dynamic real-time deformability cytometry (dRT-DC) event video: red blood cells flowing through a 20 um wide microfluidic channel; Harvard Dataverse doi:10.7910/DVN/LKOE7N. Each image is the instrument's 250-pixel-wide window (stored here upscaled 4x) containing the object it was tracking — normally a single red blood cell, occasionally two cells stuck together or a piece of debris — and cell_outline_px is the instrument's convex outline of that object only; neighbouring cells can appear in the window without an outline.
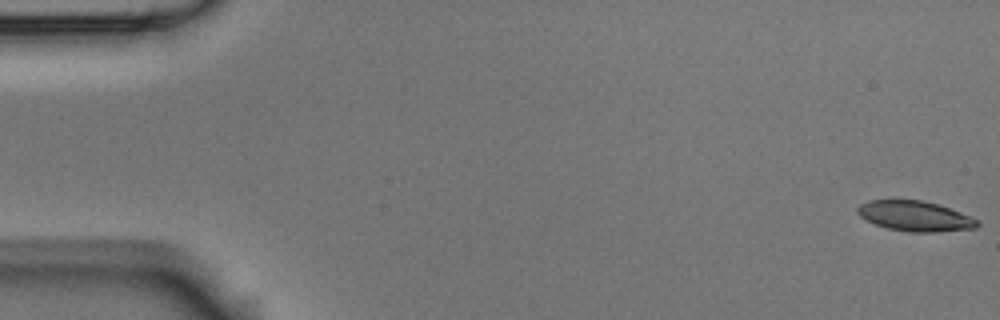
{"species": "Egyptian fruit bat (a non-hibernating species)", "species_latin": "Rousettus aegyptiacus", "temperature_condition": "room temperature", "stored_images_in_passage": 57, "camera_frame_rate_fps": 3000, "um_per_image_px": 0.085, "animal": {"sex": "male"}, "frame": {"image": 1, "passage_image": 1, "time_ms": 0.0, "image_size_px": [1000, 320], "cell_outline_px": [[980, 224], [976, 228], [936, 232], [908, 232], [888, 228], [876, 224], [860, 216], [856, 212], [856, 208], [860, 204], [868, 200], [920, 200], [936, 204], [972, 216], [980, 220]], "centroid_in_image_um": [77.79, 18.37], "position_along_channel_um": 7.2, "area_um2": 21.04}}
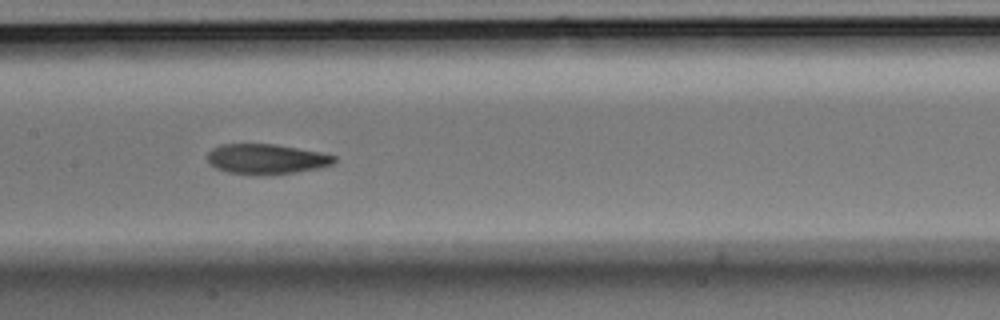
{"frame": {"image": 2, "passage_image": 28, "time_ms": 9.0, "image_size_px": [1000, 320], "cell_outline_px": [[336, 160], [332, 164], [320, 168], [296, 172], [256, 176], [228, 172], [216, 168], [208, 164], [208, 152], [212, 148], [220, 144], [276, 144], [320, 152], [336, 156]], "centroid_in_image_um": [22.62, 13.52], "position_along_channel_um": 184.8, "area_um2": 22.48}}
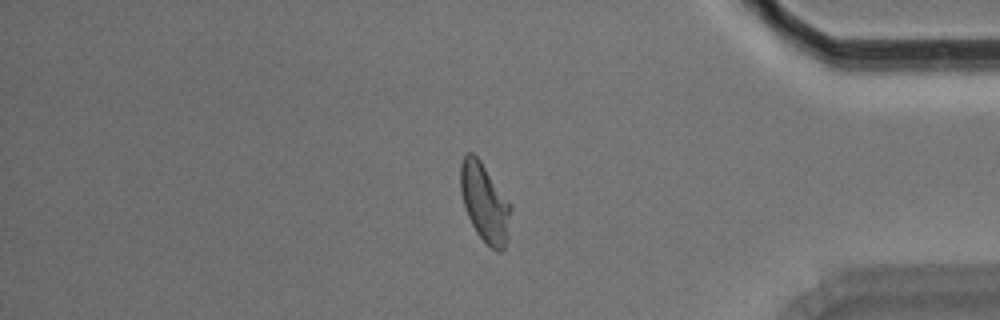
{"frame": {"image": 3, "passage_image": 48, "time_ms": 15.667, "image_size_px": [1000, 320], "cell_outline_px": [[512, 212], [508, 240], [504, 248], [500, 252], [496, 252], [476, 232], [468, 216], [460, 192], [460, 164], [464, 156], [468, 152], [472, 152], [480, 160], [512, 208]], "centroid_in_image_um": [41.2, 17.25], "position_along_channel_um": 394.0, "area_um2": 22.77}, "authors_computed_cell_mechanics": {"area_um2": 22.3686, "velocity_mm_per_s": 3.5428, "shape_relaxation_time_tau1_ms": 3.8152, "shape_relaxation_time_tau2_ms": 3.1198, "deformation_change_tau1": 0.1713, "deformation_change_tau2": 0.1017}}